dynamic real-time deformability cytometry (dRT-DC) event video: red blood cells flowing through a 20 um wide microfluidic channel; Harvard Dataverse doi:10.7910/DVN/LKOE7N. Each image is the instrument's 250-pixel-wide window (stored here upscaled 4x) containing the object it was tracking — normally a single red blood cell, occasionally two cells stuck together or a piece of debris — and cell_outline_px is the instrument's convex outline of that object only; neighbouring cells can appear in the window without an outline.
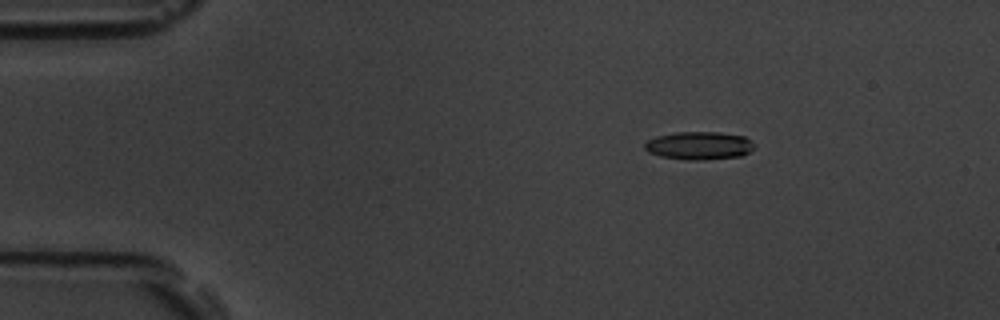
{"species": "common noctule bat (a hibernating species)", "species_latin": "Nyctalus noctula", "temperature_condition": "room temperature", "stored_images_in_passage": 57, "camera_frame_rate_fps": 3000, "um_per_image_px": 0.085, "animal": {"sex": "male", "body_mass_g": 19.5, "forearm_length_mm": 54.6}, "frame": {"image": 1, "passage_image": 10, "time_ms": 3.0, "image_size_px": [1000, 320], "cell_outline_px": [[756, 144], [748, 152], [740, 156], [704, 160], [688, 160], [660, 156], [648, 152], [644, 148], [644, 144], [648, 140], [656, 136], [676, 132], [720, 132], [744, 136]], "centroid_in_image_um": [59.41, 12.37], "position_along_channel_um": 25.6, "area_um2": 17.92}}
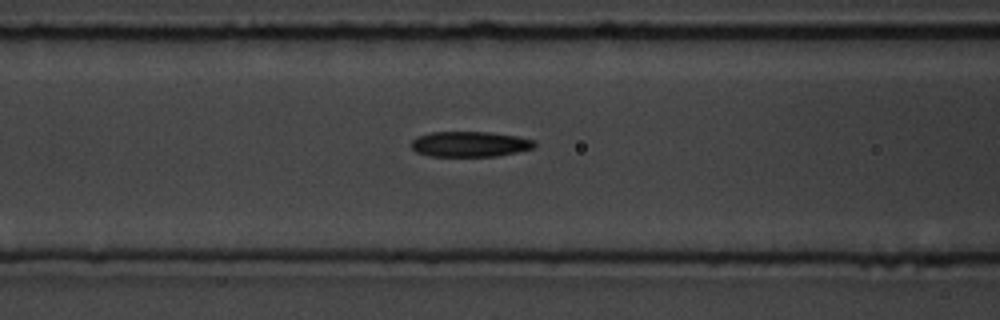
{"frame": {"image": 2, "passage_image": 24, "time_ms": 7.667, "image_size_px": [1000, 320], "cell_outline_px": [[536, 144], [532, 148], [516, 152], [496, 156], [428, 156], [416, 152], [412, 148], [412, 140], [416, 136], [432, 132], [488, 132], [516, 136], [536, 140]], "centroid_in_image_um": [39.92, 12.25], "position_along_channel_um": 126.7, "area_um2": 18.21}}
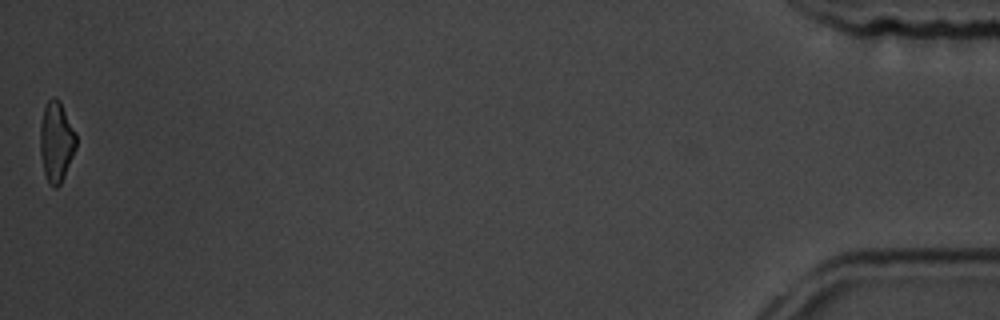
{"frame": {"image": 3, "passage_image": 57, "time_ms": 18.667, "image_size_px": [1000, 320], "cell_outline_px": [[76, 148], [64, 176], [60, 184], [56, 188], [52, 188], [44, 172], [40, 152], [40, 124], [44, 108], [48, 100], [52, 96], [56, 96], [60, 100], [76, 132]], "centroid_in_image_um": [4.79, 12.0], "position_along_channel_um": 430.4, "area_um2": 16.94}, "authors_computed_cell_mechanics": {"area_um2": 18.207, "velocity_mm_per_s": 3.6622, "shape_relaxation_time_tau1_ms": 4.4012, "shape_relaxation_time_tau2_ms": 5.9796, "deformation_change_tau1": 0.1492, "deformation_change_tau2": 0.1585}}